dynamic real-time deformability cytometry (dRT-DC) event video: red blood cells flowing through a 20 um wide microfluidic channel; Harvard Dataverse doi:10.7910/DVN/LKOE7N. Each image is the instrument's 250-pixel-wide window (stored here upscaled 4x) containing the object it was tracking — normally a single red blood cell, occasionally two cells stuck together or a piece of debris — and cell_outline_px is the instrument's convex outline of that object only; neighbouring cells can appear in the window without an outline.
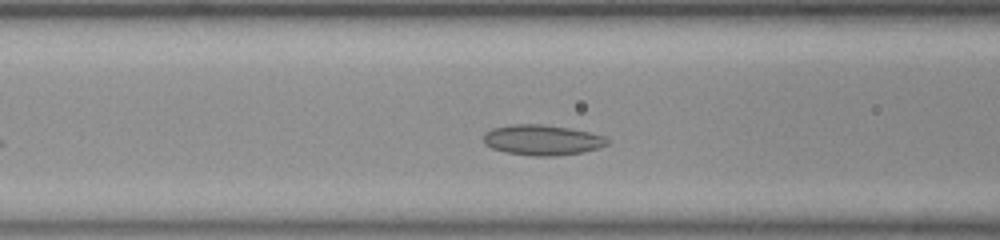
{"species": "common noctule bat (a hibernating species)", "species_latin": "Nyctalus noctula", "temperature_condition": "room temperature", "stored_images_in_passage": 33, "camera_frame_rate_fps": 3000, "um_per_image_px": 0.085, "animal": {"sex": "female", "body_mass_g": 23.0, "forearm_length_mm": 53.4}, "frame": {"image": 1, "passage_image": 12, "time_ms": 3.667, "image_size_px": [1000, 240], "cell_outline_px": [[608, 144], [600, 148], [584, 152], [556, 156], [536, 156], [504, 152], [492, 148], [484, 144], [484, 132], [492, 128], [512, 124], [544, 124], [568, 128], [588, 132], [604, 136], [608, 140]], "centroid_in_image_um": [46.08, 11.9], "position_along_channel_um": 120.5, "area_um2": 22.02}}
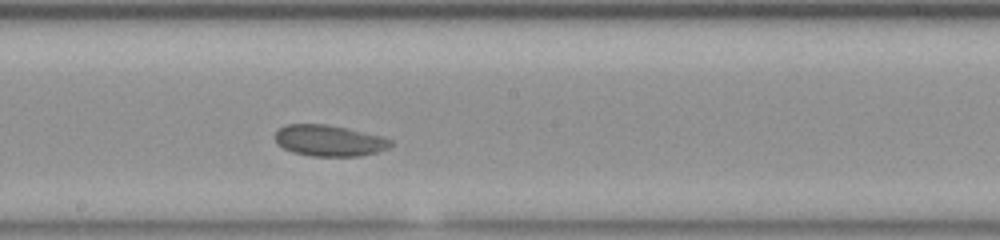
{"frame": {"image": 2, "passage_image": 20, "time_ms": 6.333, "image_size_px": [1000, 240], "cell_outline_px": [[392, 144], [388, 148], [376, 152], [360, 156], [312, 156], [292, 152], [276, 144], [276, 132], [284, 124], [324, 124], [344, 128], [380, 136], [392, 140]], "centroid_in_image_um": [27.95, 11.96], "position_along_channel_um": 220.3, "area_um2": 20.75}}
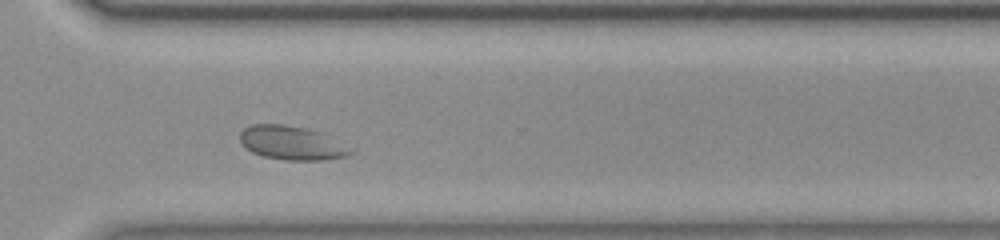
{"frame": {"image": 3, "passage_image": 30, "time_ms": 9.667, "image_size_px": [1000, 240], "cell_outline_px": [[356, 148], [352, 152], [344, 156], [324, 160], [284, 160], [264, 156], [252, 152], [240, 140], [240, 132], [244, 128], [252, 124], [284, 124], [304, 128], [316, 132]], "centroid_in_image_um": [24.8, 12.15], "position_along_channel_um": 345.8, "area_um2": 21.5}, "authors_computed_cell_mechanics": {"area_um2": 21.5594, "velocity_mm_per_s": 3.7543, "shape_relaxation_time_tau1_ms": null, "shape_relaxation_time_tau2_ms": 2.293, "deformation_change_tau1": null, "deformation_change_tau2": 0.0565}}